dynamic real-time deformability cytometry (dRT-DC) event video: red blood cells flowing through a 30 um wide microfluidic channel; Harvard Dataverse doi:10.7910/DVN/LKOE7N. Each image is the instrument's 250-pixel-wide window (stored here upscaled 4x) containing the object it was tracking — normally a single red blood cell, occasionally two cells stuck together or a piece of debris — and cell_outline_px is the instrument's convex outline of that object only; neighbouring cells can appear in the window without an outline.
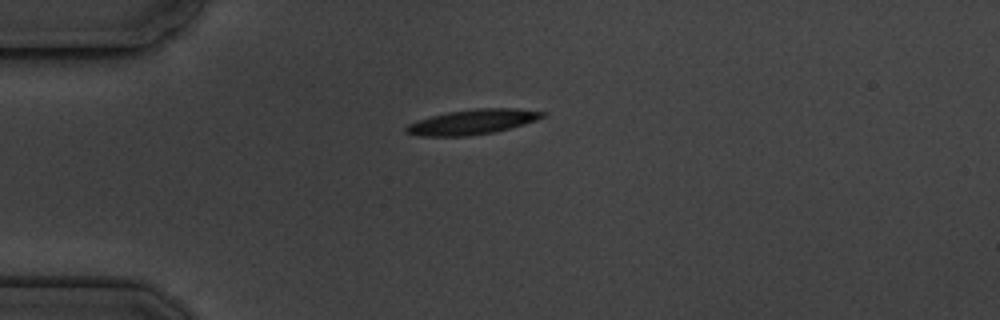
{"species": "common noctule bat (a hibernating species)", "species_latin": "Nyctalus noctula", "temperature_condition": "cold", "stored_images_in_passage": 1, "camera_frame_rate_fps": 3000, "um_per_image_px": 0.085, "animal": {"sex": "male", "body_mass_g": 19.5, "forearm_length_mm": 54.6}, "frame": {"image": 1, "passage_image": 1, "time_ms": 0.0, "image_size_px": [1000, 320], "cell_outline_px": [[548, 112], [544, 116], [536, 120], [524, 124], [496, 132], [464, 136], [420, 136], [404, 132], [404, 128], [408, 124], [416, 120], [448, 112], [476, 108], [516, 108]], "centroid_in_image_um": [40.16, 10.36], "position_along_channel_um": 44.8, "area_um2": 19.88}}